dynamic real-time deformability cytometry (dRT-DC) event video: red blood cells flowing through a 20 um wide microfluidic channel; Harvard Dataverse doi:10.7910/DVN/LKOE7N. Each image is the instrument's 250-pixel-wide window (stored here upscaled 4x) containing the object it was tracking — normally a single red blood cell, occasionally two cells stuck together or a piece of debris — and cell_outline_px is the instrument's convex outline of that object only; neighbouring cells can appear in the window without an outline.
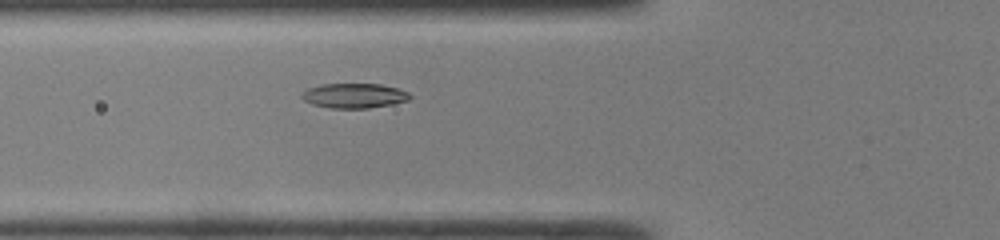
{"species": "common noctule bat (a hibernating species)", "species_latin": "Nyctalus noctula", "temperature_condition": "room temperature", "stored_images_in_passage": 39, "camera_frame_rate_fps": 3000, "um_per_image_px": 0.085, "animal": {"sex": "male", "body_mass_g": 19.0, "forearm_length_mm": 50.8}, "frame": {"image": 1, "passage_image": 9, "time_ms": 2.667, "image_size_px": [1000, 240], "cell_outline_px": [[412, 96], [408, 100], [392, 104], [368, 108], [328, 108], [312, 104], [304, 100], [300, 96], [308, 88], [320, 84], [380, 84], [396, 88], [408, 92]], "centroid_in_image_um": [30.09, 8.13], "position_along_channel_um": 95.7, "area_um2": 15.55}}
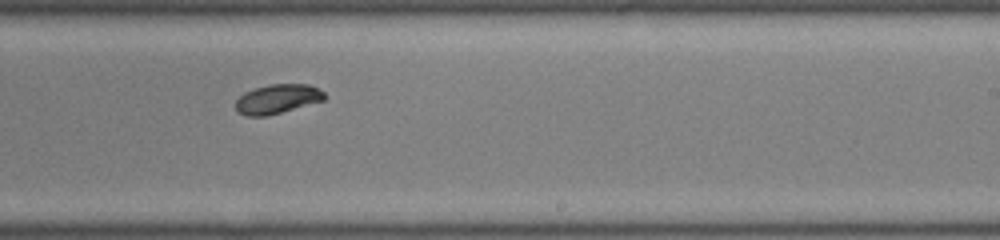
{"frame": {"image": 2, "passage_image": 21, "time_ms": 6.667, "image_size_px": [1000, 240], "cell_outline_px": [[324, 100], [280, 112], [264, 116], [248, 116], [236, 112], [236, 100], [244, 92], [268, 84], [308, 84], [324, 92]], "centroid_in_image_um": [23.54, 8.4], "position_along_channel_um": 265.5, "area_um2": 14.91}}
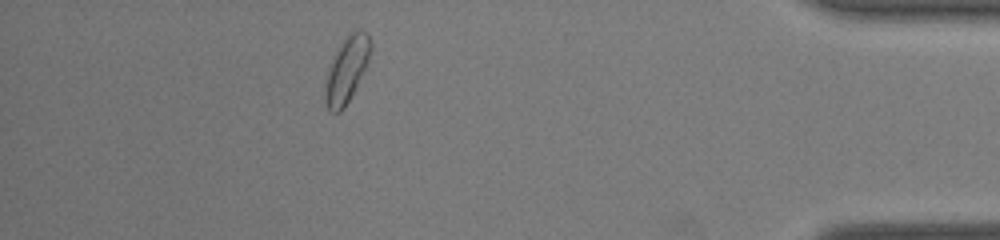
{"frame": {"image": 3, "passage_image": 34, "time_ms": 11.0, "image_size_px": [1000, 240], "cell_outline_px": [[372, 48], [364, 68], [344, 108], [340, 112], [328, 112], [324, 100], [324, 84], [332, 56], [336, 48], [356, 28], [360, 28], [368, 32], [372, 44]], "centroid_in_image_um": [29.43, 5.89], "position_along_channel_um": 405.8, "area_um2": 17.34}, "authors_computed_cell_mechanics": {"area_um2": 15.4904, "velocity_mm_per_s": 4.2505, "shape_relaxation_time_tau1_ms": 2.3766, "shape_relaxation_time_tau2_ms": 1.6934, "deformation_change_tau1": 0.1089, "deformation_change_tau2": 0.0262}}